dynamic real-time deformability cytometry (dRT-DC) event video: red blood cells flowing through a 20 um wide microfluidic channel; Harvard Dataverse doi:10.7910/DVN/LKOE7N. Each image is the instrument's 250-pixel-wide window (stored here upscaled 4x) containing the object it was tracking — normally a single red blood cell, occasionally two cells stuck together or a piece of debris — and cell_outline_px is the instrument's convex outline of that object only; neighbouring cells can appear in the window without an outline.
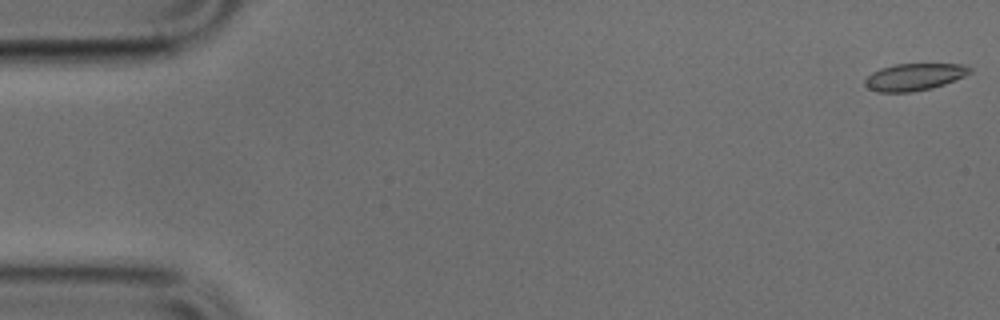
{"species": "common noctule bat (a hibernating species)", "species_latin": "Nyctalus noctula", "temperature_condition": "cold", "stored_images_in_passage": 50, "camera_frame_rate_fps": 3000, "um_per_image_px": 0.085, "animal": {"sex": "male", "body_mass_g": 17.9, "forearm_length_mm": 54.2}, "frame": {"image": 1, "passage_image": 1, "time_ms": 0.0, "image_size_px": [1000, 320], "cell_outline_px": [[972, 72], [964, 76], [944, 84], [932, 88], [912, 92], [876, 92], [868, 88], [864, 84], [864, 80], [872, 72], [880, 68], [896, 64], [964, 64], [972, 68]], "centroid_in_image_um": [77.7, 6.54], "position_along_channel_um": 7.3, "area_um2": 16.59}}
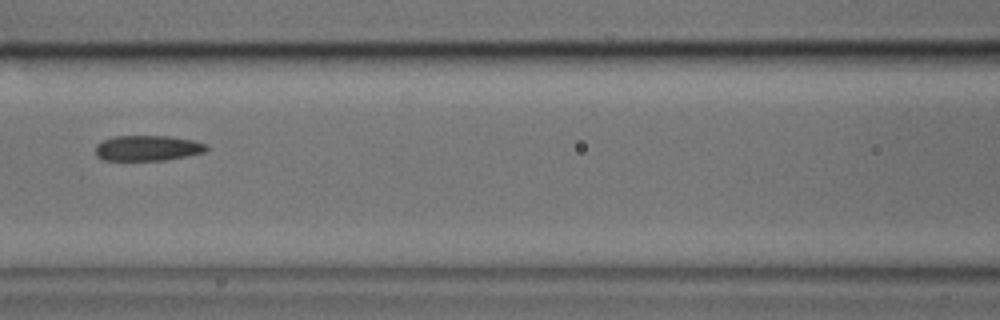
{"frame": {"image": 2, "passage_image": 22, "time_ms": 7.0, "image_size_px": [1000, 320], "cell_outline_px": [[208, 148], [204, 152], [188, 156], [164, 160], [104, 160], [96, 156], [96, 144], [112, 136], [168, 136], [192, 140], [208, 144]], "centroid_in_image_um": [12.55, 12.59], "position_along_channel_um": 154.1, "area_um2": 16.47}}
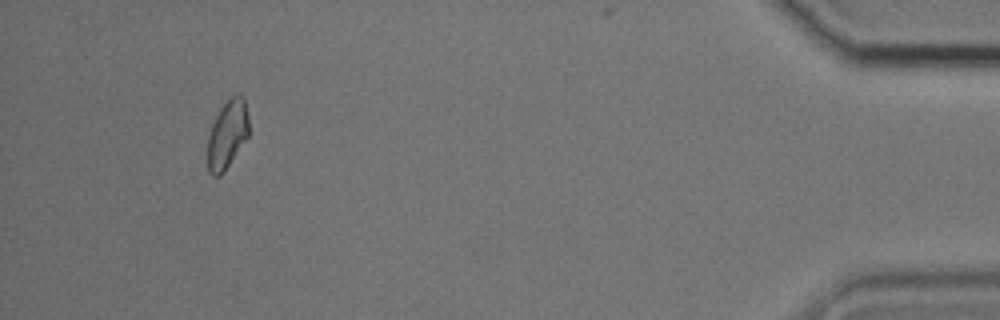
{"frame": {"image": 3, "passage_image": 47, "time_ms": 15.333, "image_size_px": [1000, 320], "cell_outline_px": [[248, 136], [224, 172], [220, 176], [212, 176], [208, 172], [208, 136], [212, 124], [220, 108], [236, 92], [240, 92], [244, 96], [248, 116]], "centroid_in_image_um": [19.33, 11.4], "position_along_channel_um": 415.9, "area_um2": 16.47}}